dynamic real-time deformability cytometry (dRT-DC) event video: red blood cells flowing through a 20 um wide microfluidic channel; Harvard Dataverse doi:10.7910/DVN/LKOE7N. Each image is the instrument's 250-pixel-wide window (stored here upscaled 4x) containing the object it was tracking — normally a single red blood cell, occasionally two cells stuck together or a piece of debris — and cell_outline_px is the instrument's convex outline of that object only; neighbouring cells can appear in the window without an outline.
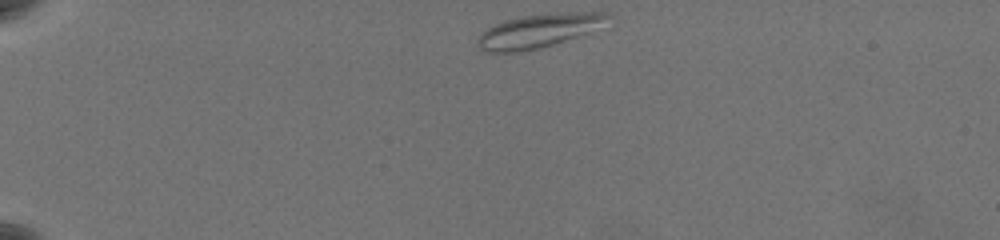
{"species": "common noctule bat (a hibernating species)", "species_latin": "Nyctalus noctula", "temperature_condition": "warm", "stored_images_in_passage": 48, "camera_frame_rate_fps": 3000, "um_per_image_px": 0.085, "animal": {"sex": "female", "body_mass_g": 19.5, "forearm_length_mm": 54.1}, "frame": {"image": 1, "passage_image": 1, "time_ms": 0.0, "image_size_px": [1000, 240], "cell_outline_px": [[612, 16], [588, 32], [552, 44], [536, 48], [516, 52], [488, 52], [480, 48], [476, 44], [476, 40], [488, 28], [496, 24], [508, 20], [524, 16], [584, 12], [604, 12]], "centroid_in_image_um": [45.72, 2.63], "position_along_channel_um": 39.3, "area_um2": 24.28}}
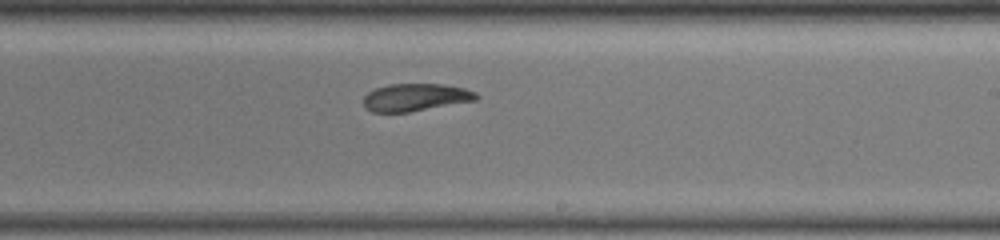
{"frame": {"image": 2, "passage_image": 26, "time_ms": 8.333, "image_size_px": [1000, 240], "cell_outline_px": [[480, 96], [476, 100], [408, 112], [372, 112], [364, 108], [364, 96], [368, 92], [376, 88], [388, 84], [440, 84], [464, 88], [476, 92]], "centroid_in_image_um": [35.3, 8.27], "position_along_channel_um": 253.7, "area_um2": 18.03}}
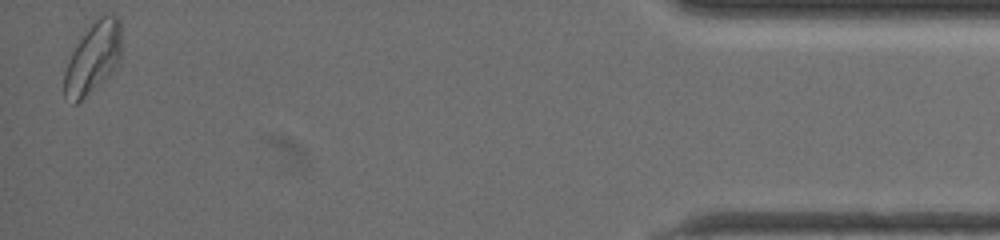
{"frame": {"image": 3, "passage_image": 47, "time_ms": 15.333, "image_size_px": [1000, 240], "cell_outline_px": [[120, 56], [116, 64], [108, 76], [76, 104], [72, 104], [64, 96], [64, 72], [68, 60], [72, 52], [96, 16], [104, 12], [108, 12], [116, 16], [120, 20]], "centroid_in_image_um": [7.89, 4.88], "position_along_channel_um": 427.3, "area_um2": 23.47}, "authors_computed_cell_mechanics": {"area_um2": 19.5075, "velocity_mm_per_s": 3.4662, "shape_relaxation_time_tau1_ms": 11.157, "shape_relaxation_time_tau2_ms": 3.8982, "deformation_change_tau1": 0.2268, "deformation_change_tau2": 0.0979}}